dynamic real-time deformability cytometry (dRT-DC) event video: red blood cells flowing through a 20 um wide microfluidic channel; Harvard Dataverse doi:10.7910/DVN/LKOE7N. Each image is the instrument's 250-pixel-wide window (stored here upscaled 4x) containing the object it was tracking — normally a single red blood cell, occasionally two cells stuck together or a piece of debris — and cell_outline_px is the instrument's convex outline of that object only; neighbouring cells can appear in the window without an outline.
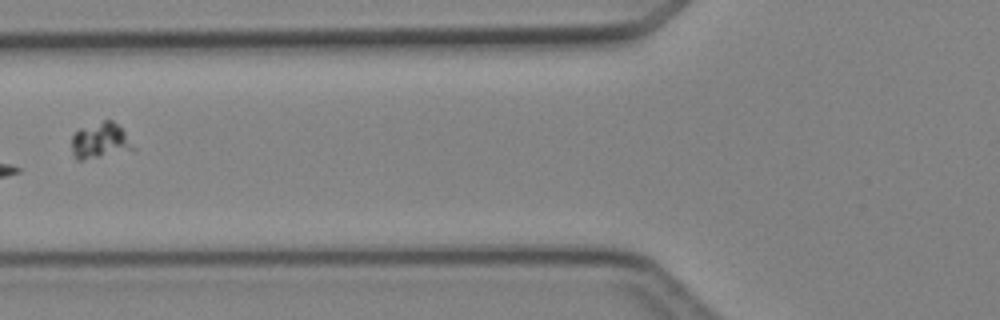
{"species": "Egyptian fruit bat (a non-hibernating species)", "species_latin": "Rousettus aegyptiacus", "temperature_condition": "cold", "stored_images_in_passage": 5, "camera_frame_rate_fps": 3000, "um_per_image_px": 0.085, "animal": {"sex": "female"}, "frame": {"image": 1, "passage_image": 4, "time_ms": 3.667, "image_size_px": [1000, 320], "cell_outline_px": [[136, 148], [80, 160], [76, 160], [72, 152], [72, 136], [80, 128], [104, 120], [112, 120], [124, 132]], "centroid_in_image_um": [8.48, 11.94], "position_along_channel_um": 117.3, "area_um2": 12.31}}
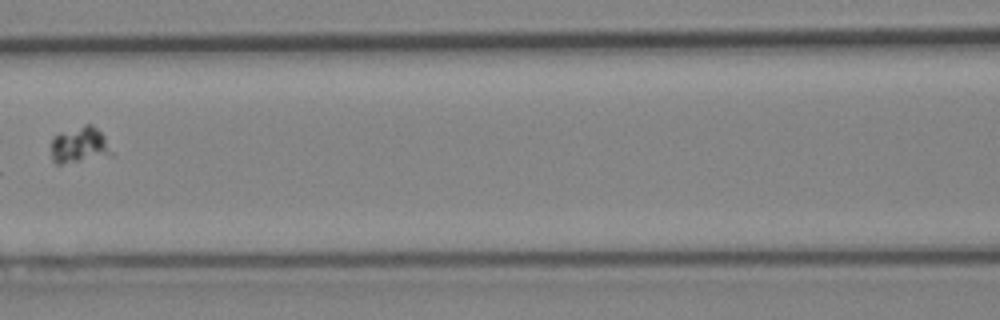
{"frame": {"image": 2, "passage_image": 5, "time_ms": 4.667, "image_size_px": [1000, 320], "cell_outline_px": [[112, 156], [60, 164], [56, 164], [52, 160], [52, 140], [60, 132], [84, 124], [92, 124], [104, 136], [112, 152]], "centroid_in_image_um": [6.77, 12.33], "position_along_channel_um": 159.8, "area_um2": 12.72}}